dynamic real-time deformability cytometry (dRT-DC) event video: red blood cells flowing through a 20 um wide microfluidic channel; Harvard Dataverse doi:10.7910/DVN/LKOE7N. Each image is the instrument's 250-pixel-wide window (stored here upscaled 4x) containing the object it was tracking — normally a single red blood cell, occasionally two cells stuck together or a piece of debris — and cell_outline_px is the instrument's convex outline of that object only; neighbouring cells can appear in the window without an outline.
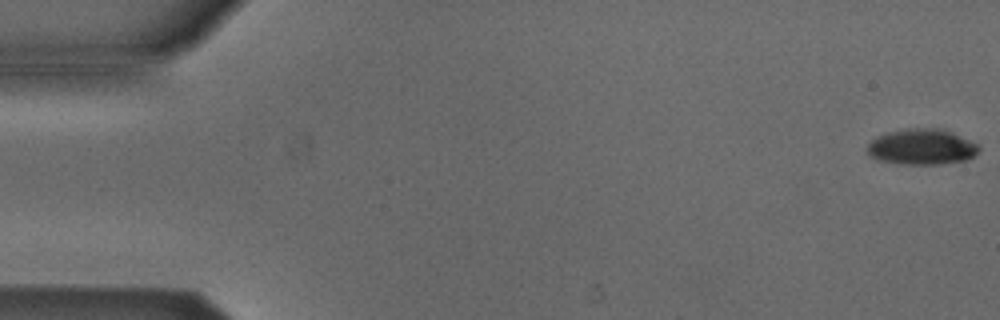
{"species": "Egyptian fruit bat (a non-hibernating species)", "species_latin": "Rousettus aegyptiacus", "temperature_condition": "cold", "stored_images_in_passage": 5, "camera_frame_rate_fps": 3000, "um_per_image_px": 0.085, "animal": {"sex": "male"}, "frame": {"image": 1, "passage_image": 1, "time_ms": 0.0, "image_size_px": [1000, 320], "cell_outline_px": [[980, 148], [972, 156], [964, 160], [936, 164], [908, 164], [884, 160], [872, 156], [868, 152], [868, 144], [872, 140], [888, 132], [908, 128], [940, 128], [952, 132], [980, 144]], "centroid_in_image_um": [78.41, 12.46], "position_along_channel_um": 6.6, "area_um2": 22.72}}
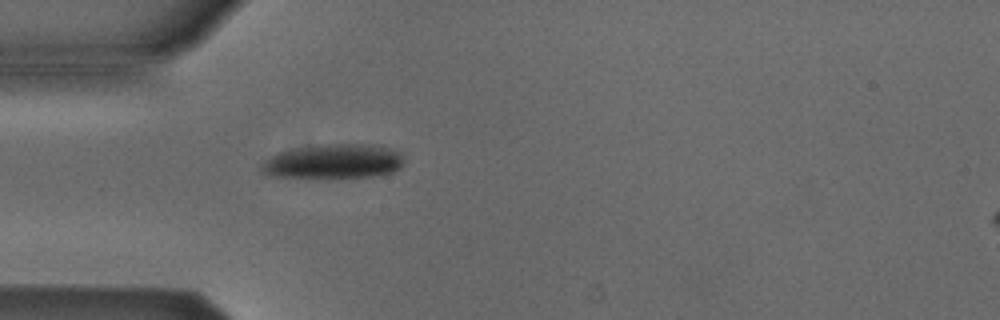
{"frame": {"image": 2, "passage_image": 5, "time_ms": 1.333, "image_size_px": [1000, 320], "cell_outline_px": [[404, 160], [400, 168], [392, 172], [372, 176], [336, 180], [316, 180], [268, 176], [260, 172], [260, 164], [272, 156], [280, 152], [300, 148], [328, 144], [380, 144], [400, 152]], "centroid_in_image_um": [28.33, 13.78], "position_along_channel_um": 56.7, "area_um2": 29.82}}